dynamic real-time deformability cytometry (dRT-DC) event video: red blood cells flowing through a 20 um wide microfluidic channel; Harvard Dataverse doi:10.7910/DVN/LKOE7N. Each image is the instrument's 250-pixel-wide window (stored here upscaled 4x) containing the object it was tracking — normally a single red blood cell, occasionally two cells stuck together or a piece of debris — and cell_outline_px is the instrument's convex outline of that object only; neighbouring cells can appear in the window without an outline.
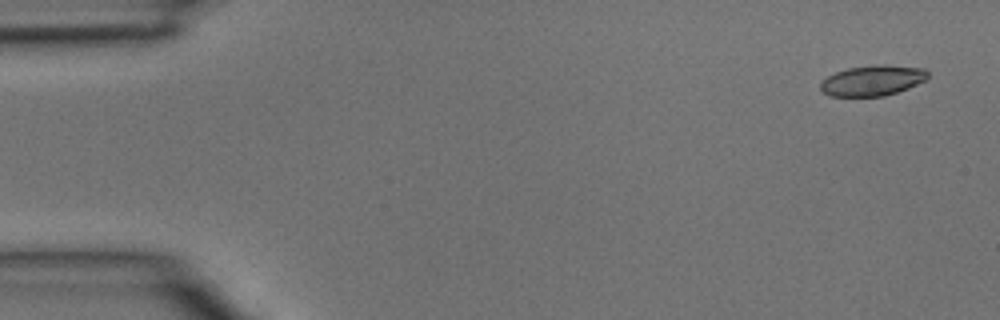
{"species": "common noctule bat (a hibernating species)", "species_latin": "Nyctalus noctula", "temperature_condition": "room temperature", "stored_images_in_passage": 4, "camera_frame_rate_fps": 3000, "um_per_image_px": 0.085, "animal": {"sex": "male", "body_mass_g": 15.6}, "frame": {"image": 1, "passage_image": 1, "time_ms": 0.0, "image_size_px": [1000, 320], "cell_outline_px": [[928, 76], [924, 80], [908, 88], [884, 96], [832, 96], [824, 92], [820, 88], [820, 84], [828, 76], [836, 72], [848, 68], [876, 64], [888, 64], [924, 68], [928, 72]], "centroid_in_image_um": [74.18, 6.83], "position_along_channel_um": 10.8, "area_um2": 18.96}}
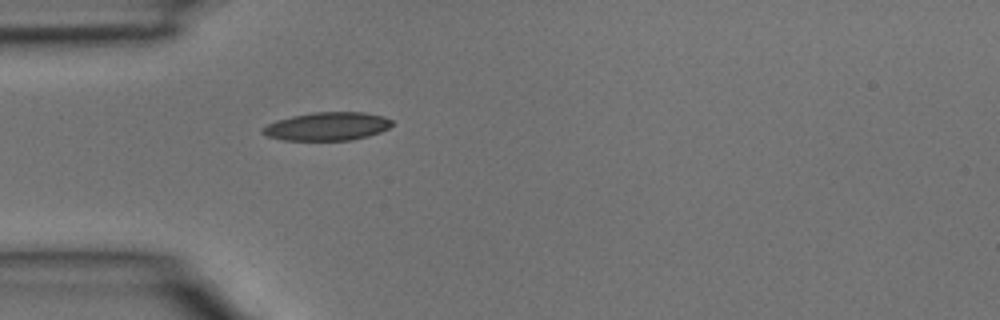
{"frame": {"image": 2, "passage_image": 4, "time_ms": 1.0, "image_size_px": [1000, 320], "cell_outline_px": [[392, 124], [388, 128], [380, 132], [368, 136], [352, 140], [284, 140], [268, 136], [260, 132], [260, 128], [276, 120], [292, 116], [312, 112], [364, 112], [384, 116], [392, 120]], "centroid_in_image_um": [27.8, 10.73], "position_along_channel_um": 57.2, "area_um2": 21.39}}